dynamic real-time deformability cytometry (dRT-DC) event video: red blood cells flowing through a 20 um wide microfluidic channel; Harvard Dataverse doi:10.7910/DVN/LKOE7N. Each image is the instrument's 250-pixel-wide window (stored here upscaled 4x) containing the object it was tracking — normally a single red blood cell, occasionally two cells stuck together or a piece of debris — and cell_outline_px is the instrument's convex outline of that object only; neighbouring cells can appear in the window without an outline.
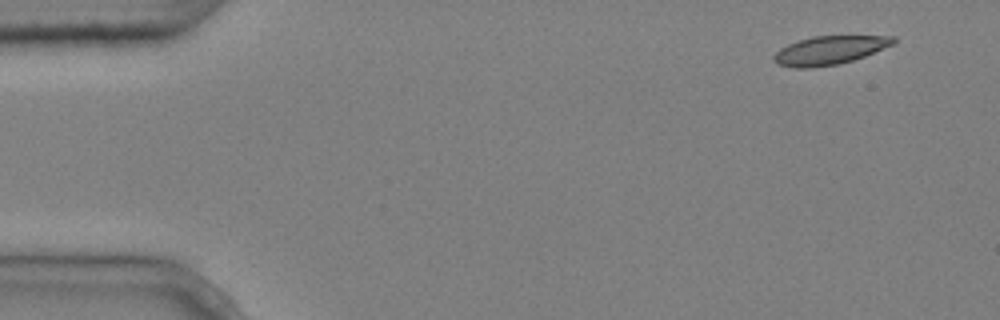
{"species": "common noctule bat (a hibernating species)", "species_latin": "Nyctalus noctula", "temperature_condition": "cold", "stored_images_in_passage": 4, "camera_frame_rate_fps": 3000, "um_per_image_px": 0.085, "animal": {"sex": "male", "body_mass_g": 20.4}, "frame": {"image": 1, "passage_image": 1, "time_ms": 0.0, "image_size_px": [1000, 320], "cell_outline_px": [[896, 40], [892, 44], [864, 56], [840, 64], [812, 68], [796, 68], [776, 64], [772, 60], [772, 56], [780, 48], [788, 44], [812, 36], [896, 36]], "centroid_in_image_um": [70.45, 4.28], "position_along_channel_um": 14.6, "area_um2": 19.83}}